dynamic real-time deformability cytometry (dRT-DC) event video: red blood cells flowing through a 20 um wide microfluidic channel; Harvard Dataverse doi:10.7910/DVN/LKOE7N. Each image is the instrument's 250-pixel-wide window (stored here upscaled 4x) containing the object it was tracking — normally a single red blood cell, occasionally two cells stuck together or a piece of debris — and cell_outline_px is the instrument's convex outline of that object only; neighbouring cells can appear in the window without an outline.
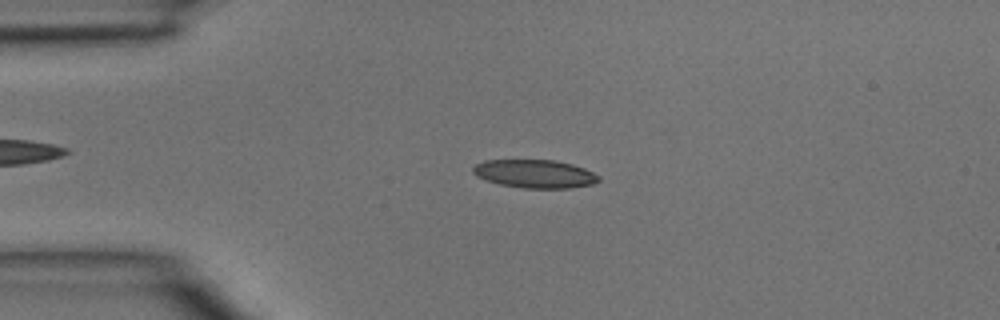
{"species": "common noctule bat (a hibernating species)", "species_latin": "Nyctalus noctula", "temperature_condition": "room temperature", "stored_images_in_passage": 3, "camera_frame_rate_fps": 3000, "um_per_image_px": 0.085, "animal": {"sex": "male", "body_mass_g": 15.6}, "frame": {"image": 1, "passage_image": 2, "time_ms": 0.333, "image_size_px": [1000, 320], "cell_outline_px": [[600, 180], [592, 184], [568, 188], [524, 188], [500, 184], [476, 176], [472, 172], [472, 168], [476, 164], [484, 160], [556, 160], [572, 164], [584, 168], [600, 176]], "centroid_in_image_um": [45.46, 14.77], "position_along_channel_um": 39.5, "area_um2": 20.63}}
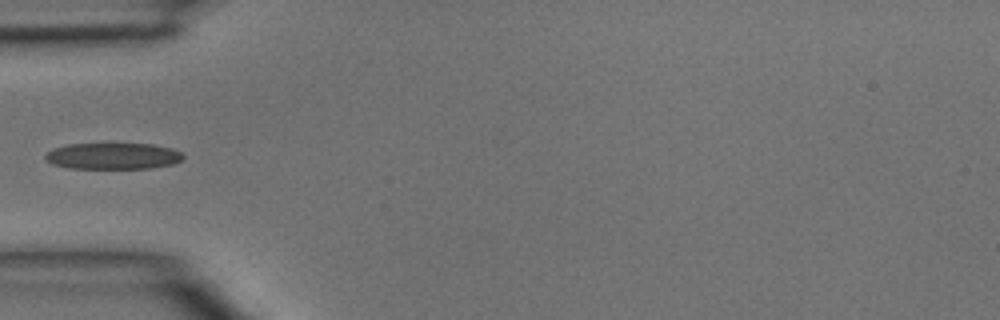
{"frame": {"image": 2, "passage_image": 3, "time_ms": 0.667, "image_size_px": [1000, 320], "cell_outline_px": [[184, 156], [180, 160], [172, 164], [152, 168], [68, 168], [52, 164], [44, 156], [52, 148], [68, 144], [152, 144], [172, 148], [180, 152]], "centroid_in_image_um": [9.59, 13.26], "position_along_channel_um": 75.4, "area_um2": 21.04}}